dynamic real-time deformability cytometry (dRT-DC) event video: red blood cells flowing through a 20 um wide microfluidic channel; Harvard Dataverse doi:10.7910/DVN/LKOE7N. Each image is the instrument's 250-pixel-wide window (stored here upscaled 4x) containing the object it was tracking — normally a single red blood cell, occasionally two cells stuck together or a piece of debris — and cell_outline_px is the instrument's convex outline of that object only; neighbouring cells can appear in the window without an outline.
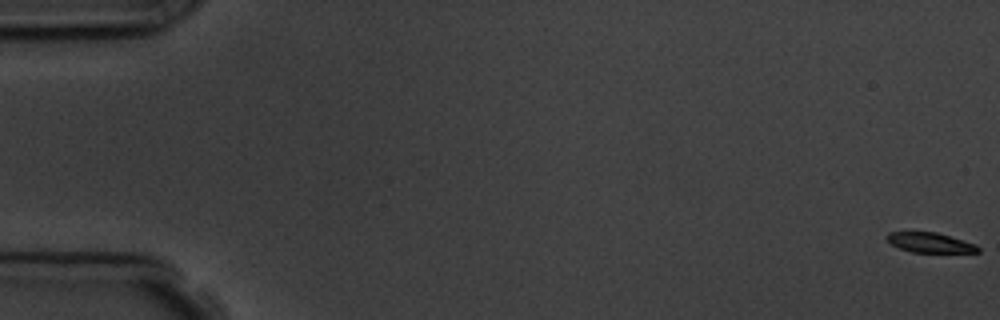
{"species": "common noctule bat (a hibernating species)", "species_latin": "Nyctalus noctula", "temperature_condition": "room temperature", "stored_images_in_passage": 6, "camera_frame_rate_fps": 3000, "um_per_image_px": 0.085, "animal": {"sex": "male", "body_mass_g": 19.5, "forearm_length_mm": 54.6}, "frame": {"image": 1, "passage_image": 1, "time_ms": 0.0, "image_size_px": [1000, 320], "cell_outline_px": [[980, 252], [912, 252], [900, 248], [892, 244], [884, 236], [888, 232], [936, 232], [976, 244], [980, 248]], "centroid_in_image_um": [79.05, 20.62], "position_along_channel_um": 5.9, "area_um2": 10.46}}
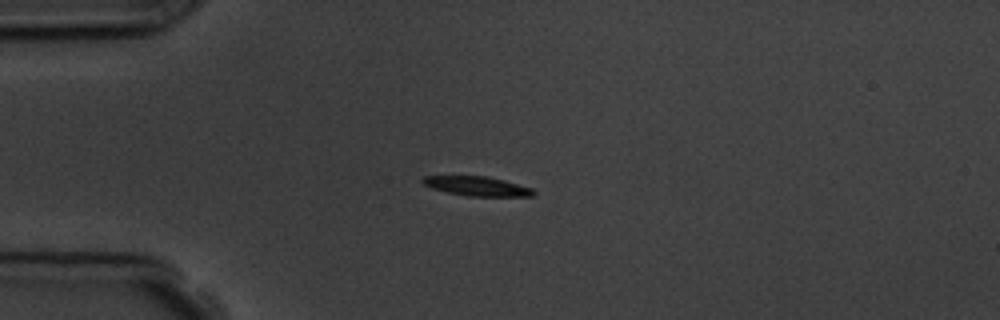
{"frame": {"image": 2, "passage_image": 5, "time_ms": 4.667, "image_size_px": [1000, 320], "cell_outline_px": [[536, 192], [532, 196], [468, 196], [448, 192], [432, 188], [424, 184], [420, 180], [424, 176], [488, 176], [504, 180], [532, 188]], "centroid_in_image_um": [40.56, 15.82], "position_along_channel_um": 44.4, "area_um2": 12.43}}